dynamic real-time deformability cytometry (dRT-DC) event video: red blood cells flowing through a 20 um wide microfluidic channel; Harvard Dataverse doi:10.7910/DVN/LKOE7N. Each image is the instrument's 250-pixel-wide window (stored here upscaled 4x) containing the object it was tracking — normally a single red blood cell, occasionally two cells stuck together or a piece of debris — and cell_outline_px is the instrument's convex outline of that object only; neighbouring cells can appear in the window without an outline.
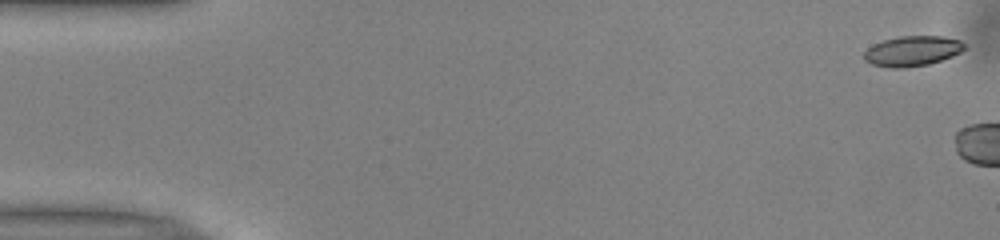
{"species": "common noctule bat (a hibernating species)", "species_latin": "Nyctalus noctula", "temperature_condition": "warm", "stored_images_in_passage": 5, "camera_frame_rate_fps": 3000, "um_per_image_px": 0.085, "animal": {"sex": "male", "body_mass_g": 13.0, "forearm_length_mm": 53.1}, "frame": {"image": 1, "passage_image": 1, "time_ms": 0.0, "image_size_px": [1000, 240], "cell_outline_px": [[968, 48], [952, 56], [928, 64], [904, 68], [892, 68], [872, 64], [864, 60], [864, 52], [868, 48], [884, 40], [900, 36], [944, 36], [960, 40], [968, 44]], "centroid_in_image_um": [77.6, 4.33], "position_along_channel_um": 7.4, "area_um2": 17.69}}